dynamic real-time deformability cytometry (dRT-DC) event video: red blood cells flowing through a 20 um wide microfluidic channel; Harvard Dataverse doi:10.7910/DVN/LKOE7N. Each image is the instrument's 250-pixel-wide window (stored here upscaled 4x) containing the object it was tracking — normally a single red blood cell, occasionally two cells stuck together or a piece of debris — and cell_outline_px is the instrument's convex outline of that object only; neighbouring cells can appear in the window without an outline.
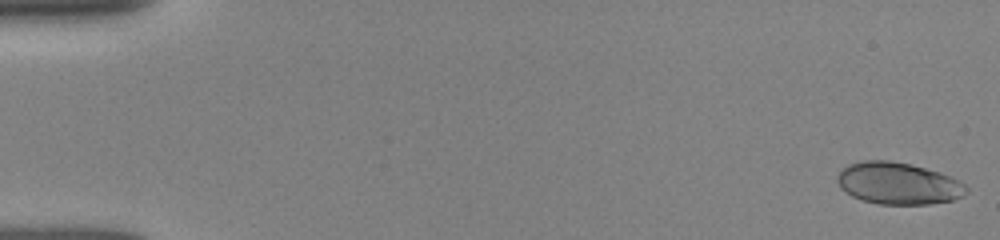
{"species": "human", "species_latin": "Homo sapiens", "temperature_condition": "room temperature", "stored_images_in_passage": 11, "camera_frame_rate_fps": 3000, "um_per_image_px": 0.085, "donor": {"sex": "female"}, "frame": {"image": 1, "passage_image": 1, "time_ms": 0.0, "image_size_px": [1000, 240], "cell_outline_px": [[968, 192], [964, 196], [952, 200], [928, 204], [880, 204], [860, 200], [852, 196], [840, 188], [836, 180], [836, 176], [848, 164], [864, 160], [888, 160], [908, 164], [940, 172], [964, 184], [968, 188]], "centroid_in_image_um": [76.32, 15.6], "position_along_channel_um": 8.7, "area_um2": 31.44}}